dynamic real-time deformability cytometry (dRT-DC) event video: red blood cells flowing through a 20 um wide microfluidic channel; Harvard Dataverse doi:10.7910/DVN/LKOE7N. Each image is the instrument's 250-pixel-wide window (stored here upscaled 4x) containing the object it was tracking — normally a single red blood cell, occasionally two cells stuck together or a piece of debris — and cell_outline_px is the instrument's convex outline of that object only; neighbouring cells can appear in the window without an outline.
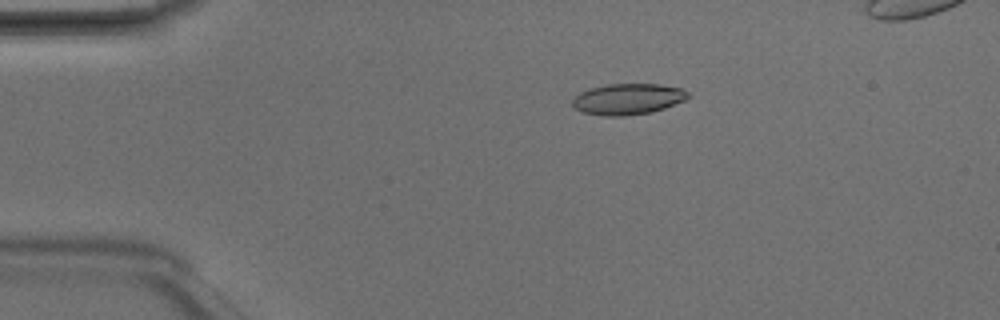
{"species": "Egyptian fruit bat (a non-hibernating species)", "species_latin": "Rousettus aegyptiacus", "temperature_condition": "room temperature", "stored_images_in_passage": 5, "camera_frame_rate_fps": 3000, "um_per_image_px": 0.085, "animal": {"sex": "male"}, "frame": {"image": 1, "passage_image": 3, "time_ms": 0.667, "image_size_px": [1000, 320], "cell_outline_px": [[692, 96], [684, 100], [664, 108], [652, 112], [624, 116], [604, 116], [580, 112], [572, 104], [572, 100], [580, 92], [588, 88], [608, 84], [660, 84], [680, 88], [688, 92]], "centroid_in_image_um": [53.36, 8.42], "position_along_channel_um": 31.6, "area_um2": 20.98}}